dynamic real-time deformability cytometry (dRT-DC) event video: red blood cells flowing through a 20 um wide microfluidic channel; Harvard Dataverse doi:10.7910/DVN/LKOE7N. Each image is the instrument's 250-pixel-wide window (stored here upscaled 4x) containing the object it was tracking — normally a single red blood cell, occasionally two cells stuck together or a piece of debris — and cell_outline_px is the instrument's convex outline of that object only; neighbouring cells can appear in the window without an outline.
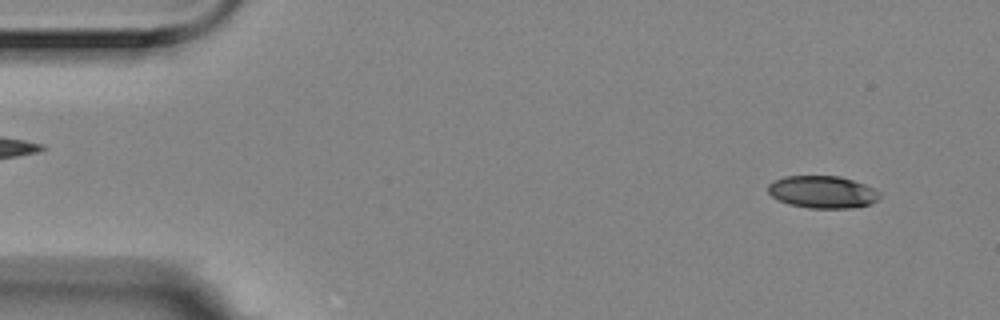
{"species": "Egyptian fruit bat (a non-hibernating species)", "species_latin": "Rousettus aegyptiacus", "temperature_condition": "room temperature", "stored_images_in_passage": 55, "camera_frame_rate_fps": 3000, "um_per_image_px": 0.085, "animal": {"sex": "female"}, "frame": {"image": 1, "passage_image": 4, "time_ms": 1.0, "image_size_px": [1000, 320], "cell_outline_px": [[880, 196], [872, 204], [852, 208], [808, 208], [788, 204], [772, 196], [768, 192], [768, 184], [784, 176], [840, 176], [864, 184], [880, 192]], "centroid_in_image_um": [69.92, 16.32], "position_along_channel_um": 15.1, "area_um2": 20.98}}
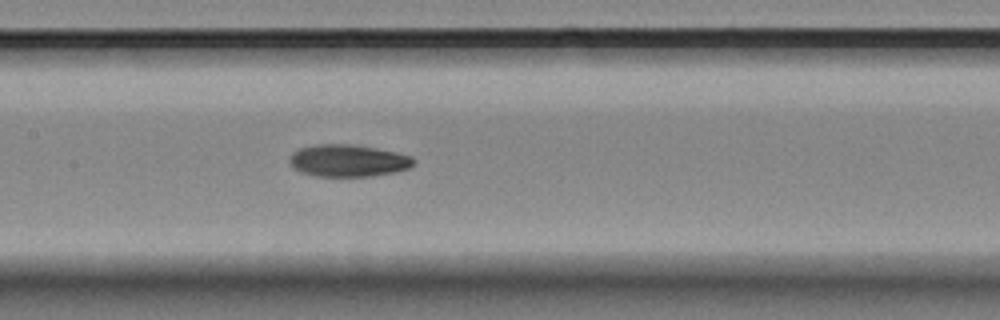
{"frame": {"image": 2, "passage_image": 26, "time_ms": 8.333, "image_size_px": [1000, 320], "cell_outline_px": [[412, 164], [408, 168], [396, 172], [372, 176], [316, 176], [300, 172], [292, 168], [288, 160], [292, 152], [300, 148], [316, 144], [352, 144], [376, 148], [396, 152], [408, 156], [412, 160]], "centroid_in_image_um": [29.51, 13.65], "position_along_channel_um": 177.9, "area_um2": 23.18}}
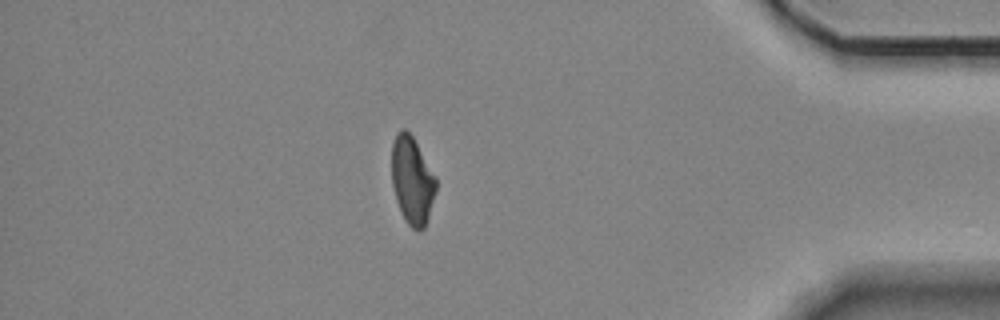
{"frame": {"image": 3, "passage_image": 48, "time_ms": 15.667, "image_size_px": [1000, 320], "cell_outline_px": [[436, 192], [424, 228], [420, 232], [412, 228], [408, 224], [396, 200], [392, 184], [392, 144], [400, 128], [404, 128], [412, 136], [436, 176]], "centroid_in_image_um": [35.04, 15.33], "position_along_channel_um": 400.2, "area_um2": 22.37}, "authors_computed_cell_mechanics": {"area_um2": 23.1778, "velocity_mm_per_s": 3.548, "shape_relaxation_time_tau1_ms": 4.042, "shape_relaxation_time_tau2_ms": 8.1203, "deformation_change_tau1": 0.128, "deformation_change_tau2": 0.1349}}